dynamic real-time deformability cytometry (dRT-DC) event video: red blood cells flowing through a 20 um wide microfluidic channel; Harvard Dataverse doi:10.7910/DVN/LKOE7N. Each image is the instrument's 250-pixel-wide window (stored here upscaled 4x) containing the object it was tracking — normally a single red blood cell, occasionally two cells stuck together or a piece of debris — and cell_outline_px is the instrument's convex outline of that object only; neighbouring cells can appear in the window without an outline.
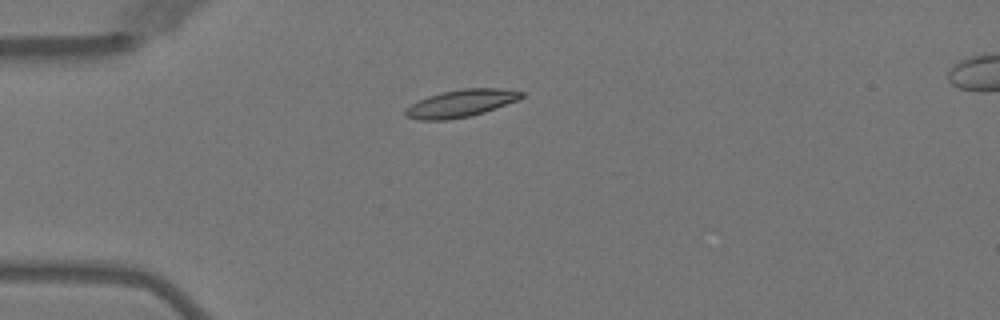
{"species": "Egyptian fruit bat (a non-hibernating species)", "species_latin": "Rousettus aegyptiacus", "temperature_condition": "warm", "stored_images_in_passage": 4, "camera_frame_rate_fps": 3000, "um_per_image_px": 0.085, "animal": {"sex": "female"}, "frame": {"image": 1, "passage_image": 1, "time_ms": 0.0, "image_size_px": [1000, 320], "cell_outline_px": [[524, 96], [520, 100], [484, 112], [468, 116], [448, 120], [420, 120], [404, 116], [404, 108], [428, 96], [444, 92], [464, 88], [500, 88], [524, 92]], "centroid_in_image_um": [39.19, 8.79], "position_along_channel_um": 45.8, "area_um2": 18.5}}
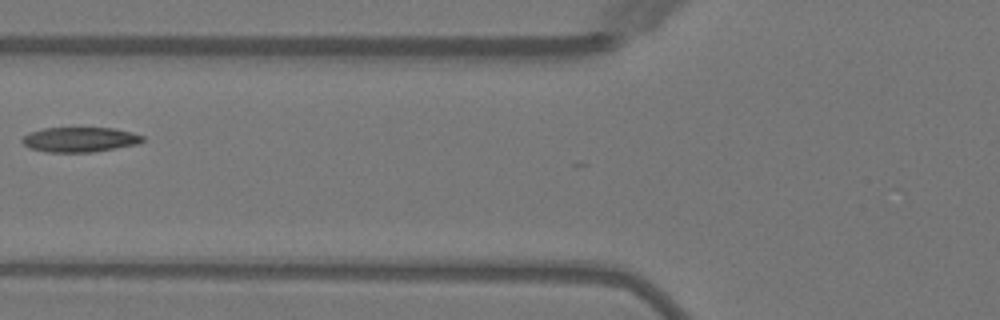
{"frame": {"image": 2, "passage_image": 3, "time_ms": 2.333, "image_size_px": [1000, 320], "cell_outline_px": [[144, 140], [136, 144], [92, 152], [48, 152], [28, 148], [20, 140], [28, 132], [44, 128], [116, 128], [132, 132], [144, 136]], "centroid_in_image_um": [6.75, 11.85], "position_along_channel_um": 119.0, "area_um2": 17.46}}
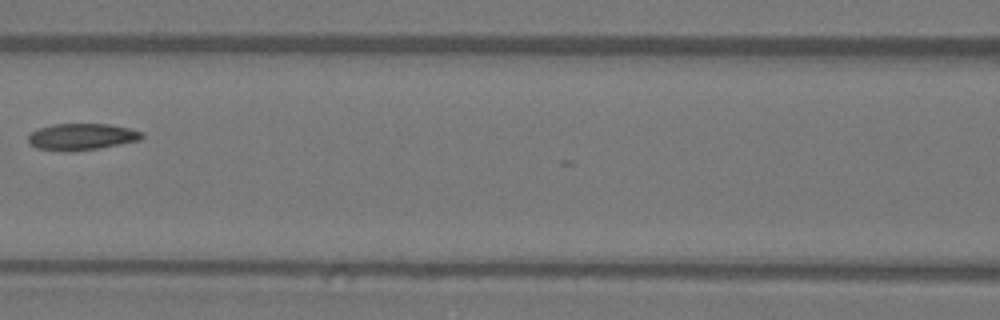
{"frame": {"image": 3, "passage_image": 4, "time_ms": 3.333, "image_size_px": [1000, 320], "cell_outline_px": [[144, 136], [140, 140], [100, 148], [68, 152], [36, 148], [28, 140], [28, 136], [32, 132], [40, 128], [52, 124], [108, 124], [128, 128], [144, 132]], "centroid_in_image_um": [6.96, 11.63], "position_along_channel_um": 159.6, "area_um2": 17.57}}